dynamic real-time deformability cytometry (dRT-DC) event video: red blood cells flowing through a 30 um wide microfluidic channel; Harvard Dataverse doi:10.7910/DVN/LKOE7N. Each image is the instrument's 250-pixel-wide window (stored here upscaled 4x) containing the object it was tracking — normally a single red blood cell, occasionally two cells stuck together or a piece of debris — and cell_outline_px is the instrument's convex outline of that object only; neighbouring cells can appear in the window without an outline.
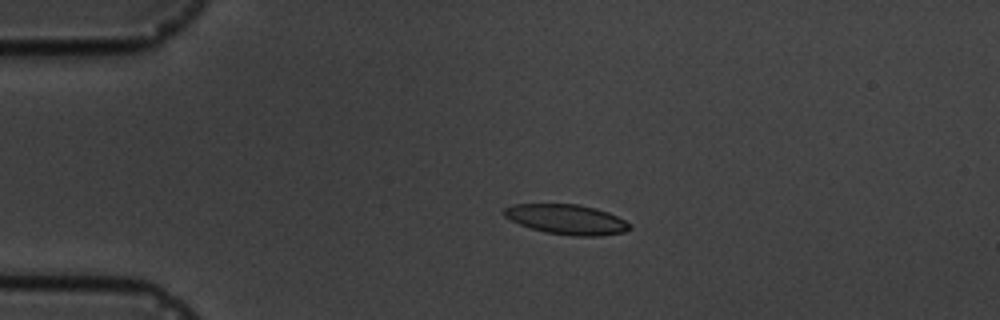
{"species": "common noctule bat (a hibernating species)", "species_latin": "Nyctalus noctula", "temperature_condition": "cold", "stored_images_in_passage": 3, "camera_frame_rate_fps": 3000, "um_per_image_px": 0.085, "animal": {"sex": "male", "body_mass_g": 19.5, "forearm_length_mm": 54.6}, "frame": {"image": 1, "passage_image": 2, "time_ms": 1.333, "image_size_px": [1000, 320], "cell_outline_px": [[632, 228], [624, 232], [600, 236], [572, 236], [544, 232], [520, 224], [504, 216], [504, 208], [512, 204], [576, 204], [596, 208], [608, 212], [632, 224]], "centroid_in_image_um": [48.2, 18.65], "position_along_channel_um": 36.8, "area_um2": 21.91}}